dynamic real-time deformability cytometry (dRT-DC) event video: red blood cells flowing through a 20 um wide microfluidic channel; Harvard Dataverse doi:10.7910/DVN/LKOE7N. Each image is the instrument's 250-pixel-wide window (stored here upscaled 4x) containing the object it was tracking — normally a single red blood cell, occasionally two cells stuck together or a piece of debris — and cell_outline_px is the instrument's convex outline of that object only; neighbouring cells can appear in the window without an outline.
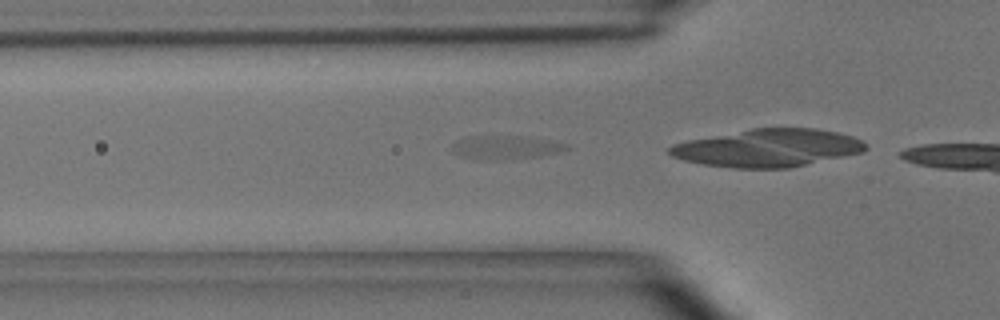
{"species": "common noctule bat (a hibernating species)", "species_latin": "Nyctalus noctula", "temperature_condition": "room temperature", "stored_images_in_passage": 7, "camera_frame_rate_fps": 3000, "um_per_image_px": 0.085, "animal": {"sex": "male", "body_mass_g": 15.6}, "frame": {"image": 1, "passage_image": 3, "time_ms": 0.667, "image_size_px": [1000, 320], "cell_outline_px": [[572, 148], [560, 152], [540, 156], [504, 160], [476, 160], [460, 156], [452, 152], [452, 144], [460, 140], [472, 136], [520, 136], [548, 140], [568, 144]], "centroid_in_image_um": [42.99, 12.55], "position_along_channel_um": 82.8, "area_um2": 15.9}}